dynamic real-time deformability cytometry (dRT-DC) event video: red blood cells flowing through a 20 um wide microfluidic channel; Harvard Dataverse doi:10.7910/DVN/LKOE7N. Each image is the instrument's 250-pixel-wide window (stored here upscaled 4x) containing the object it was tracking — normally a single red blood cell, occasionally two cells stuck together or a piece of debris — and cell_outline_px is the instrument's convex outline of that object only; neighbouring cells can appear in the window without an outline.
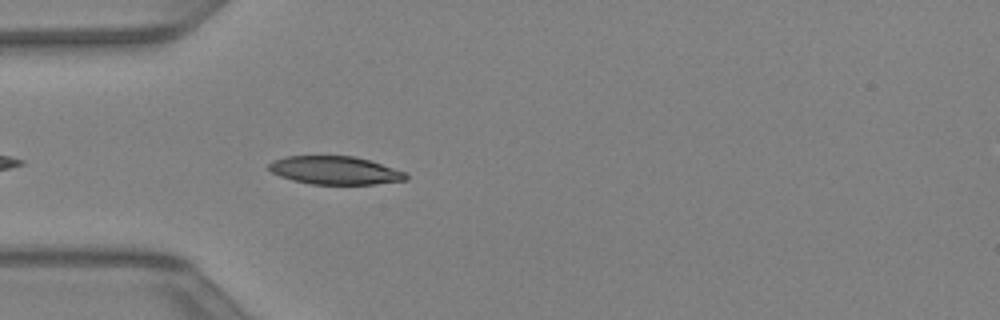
{"species": "Egyptian fruit bat (a non-hibernating species)", "species_latin": "Rousettus aegyptiacus", "temperature_condition": "warm", "stored_images_in_passage": 16, "camera_frame_rate_fps": 3000, "um_per_image_px": 0.085, "animal": {"sex": "female"}, "frame": {"image": 1, "passage_image": 3, "time_ms": 0.667, "image_size_px": [1000, 320], "cell_outline_px": [[408, 180], [376, 184], [312, 184], [292, 180], [280, 176], [272, 172], [268, 168], [268, 164], [272, 160], [284, 156], [352, 156], [368, 160], [404, 172], [408, 176]], "centroid_in_image_um": [28.43, 14.48], "position_along_channel_um": 56.6, "area_um2": 22.37}}
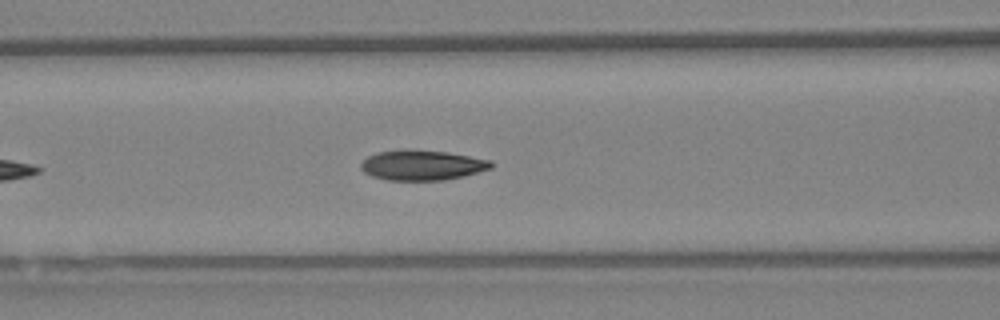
{"frame": {"image": 2, "passage_image": 8, "time_ms": 2.333, "image_size_px": [1000, 320], "cell_outline_px": [[492, 168], [464, 176], [444, 180], [388, 180], [372, 176], [364, 172], [360, 168], [360, 164], [368, 156], [376, 152], [448, 152], [492, 160]], "centroid_in_image_um": [35.91, 14.08], "position_along_channel_um": 130.7, "area_um2": 22.08}}
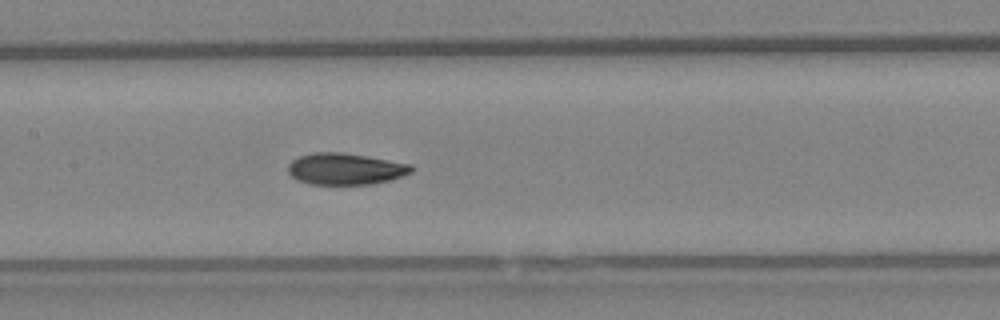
{"frame": {"image": 3, "passage_image": 11, "time_ms": 3.333, "image_size_px": [1000, 320], "cell_outline_px": [[416, 168], [412, 172], [392, 180], [372, 184], [308, 184], [296, 180], [288, 172], [288, 164], [292, 160], [300, 156], [312, 152], [340, 152], [412, 164]], "centroid_in_image_um": [29.36, 14.36], "position_along_channel_um": 178.0, "area_um2": 22.77}}